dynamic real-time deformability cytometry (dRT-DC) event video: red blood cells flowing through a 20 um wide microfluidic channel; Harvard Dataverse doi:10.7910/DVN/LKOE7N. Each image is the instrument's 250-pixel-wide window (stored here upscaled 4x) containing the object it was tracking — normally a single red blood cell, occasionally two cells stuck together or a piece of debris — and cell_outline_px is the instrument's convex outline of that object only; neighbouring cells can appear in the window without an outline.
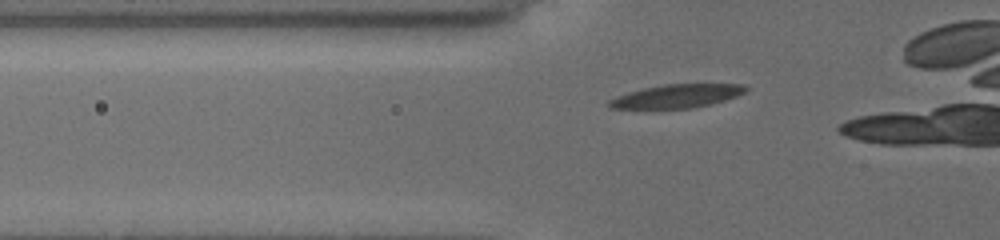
{"species": "common noctule bat (a hibernating species)", "species_latin": "Nyctalus noctula", "temperature_condition": "cold", "stored_images_in_passage": 20, "camera_frame_rate_fps": 3000, "um_per_image_px": 0.085, "animal": {"sex": "female", "body_mass_g": 19.5, "forearm_length_mm": 54.1}, "frame": {"image": 1, "passage_image": 14, "time_ms": 3.667, "image_size_px": [1000, 240], "cell_outline_px": [[748, 88], [744, 92], [736, 96], [708, 104], [688, 108], [608, 108], [608, 100], [616, 96], [628, 92], [644, 88], [664, 84], [740, 84]], "centroid_in_image_um": [57.47, 8.16], "position_along_channel_um": 68.3, "area_um2": 18.26}}
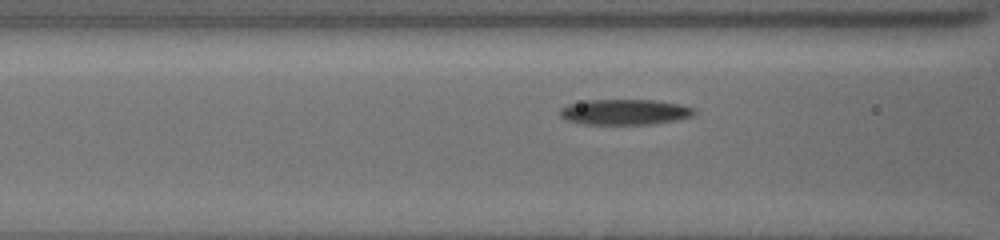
{"frame": {"image": 2, "passage_image": 18, "time_ms": 5.0, "image_size_px": [1000, 240], "cell_outline_px": [[696, 112], [692, 116], [676, 120], [656, 124], [584, 124], [568, 120], [560, 116], [560, 112], [568, 104], [588, 100], [652, 100], [680, 104], [692, 108]], "centroid_in_image_um": [53.13, 9.52], "position_along_channel_um": 113.5, "area_um2": 19.77}}